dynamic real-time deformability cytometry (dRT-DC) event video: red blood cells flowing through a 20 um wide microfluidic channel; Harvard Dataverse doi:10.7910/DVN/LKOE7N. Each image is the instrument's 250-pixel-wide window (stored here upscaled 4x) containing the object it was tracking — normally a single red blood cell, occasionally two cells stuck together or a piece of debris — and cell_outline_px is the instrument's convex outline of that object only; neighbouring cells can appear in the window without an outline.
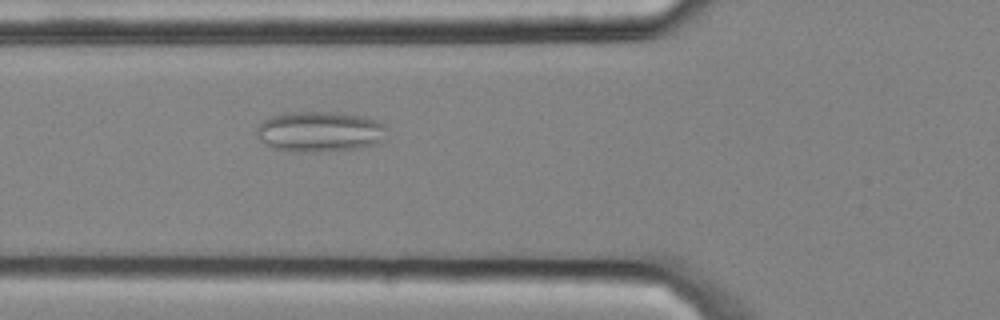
{"species": "common noctule bat (a hibernating species)", "species_latin": "Nyctalus noctula", "temperature_condition": "cold", "stored_images_in_passage": 5, "camera_frame_rate_fps": 3000, "um_per_image_px": 0.085, "animal": {"sex": "male", "body_mass_g": 20.4}, "frame": {"image": 1, "passage_image": 4, "time_ms": 1.0, "image_size_px": [1000, 320], "cell_outline_px": [[388, 128], [384, 140], [376, 144], [360, 148], [320, 152], [296, 152], [272, 148], [264, 144], [256, 136], [256, 128], [264, 120], [272, 116], [284, 112], [340, 112], [368, 116], [384, 124]], "centroid_in_image_um": [27.21, 11.19], "position_along_channel_um": 98.6, "area_um2": 31.44}}